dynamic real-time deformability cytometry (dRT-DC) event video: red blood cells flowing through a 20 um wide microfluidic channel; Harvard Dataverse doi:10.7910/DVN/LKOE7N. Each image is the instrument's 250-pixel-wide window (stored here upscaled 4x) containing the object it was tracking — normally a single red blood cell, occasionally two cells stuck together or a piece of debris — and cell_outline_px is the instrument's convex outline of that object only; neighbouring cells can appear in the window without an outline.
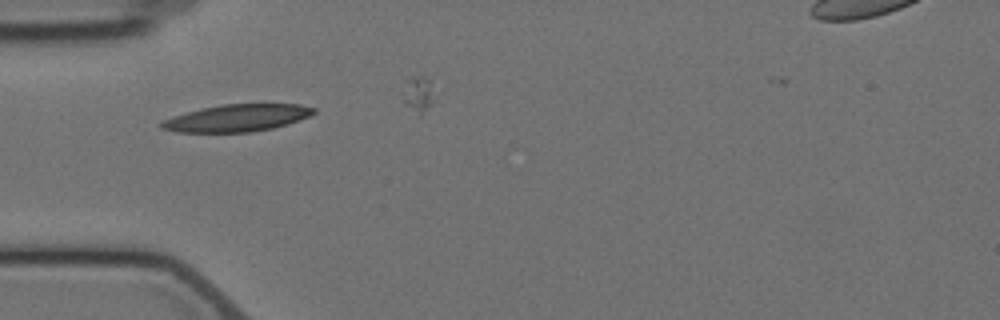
{"species": "Egyptian fruit bat (a non-hibernating species)", "species_latin": "Rousettus aegyptiacus", "temperature_condition": "cold", "stored_images_in_passage": 5, "camera_frame_rate_fps": 3000, "um_per_image_px": 0.085, "animal": {"sex": "female"}, "frame": {"image": 1, "passage_image": 3, "time_ms": 2.333, "image_size_px": [1000, 320], "cell_outline_px": [[316, 112], [308, 116], [272, 128], [252, 132], [176, 132], [160, 128], [156, 124], [160, 120], [172, 116], [200, 108], [220, 104], [300, 104], [316, 108]], "centroid_in_image_um": [20.04, 10.02], "position_along_channel_um": 65.0, "area_um2": 24.16}}
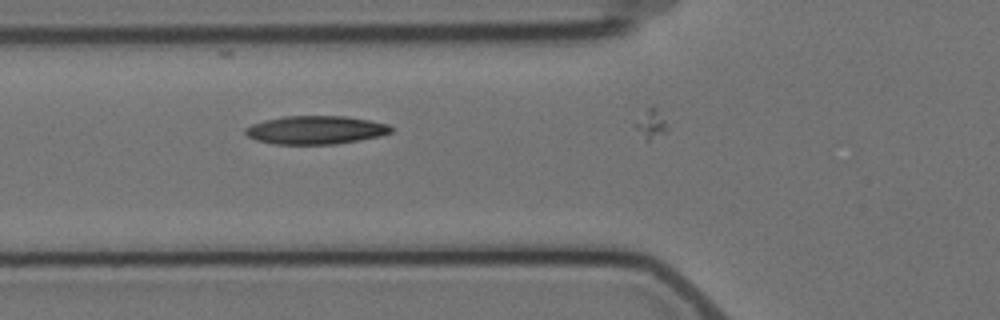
{"frame": {"image": 2, "passage_image": 4, "time_ms": 3.333, "image_size_px": [1000, 320], "cell_outline_px": [[392, 132], [380, 136], [336, 144], [276, 144], [256, 140], [248, 136], [244, 132], [244, 128], [252, 124], [264, 120], [284, 116], [344, 116], [368, 120], [388, 124], [392, 128]], "centroid_in_image_um": [26.81, 11.05], "position_along_channel_um": 99.0, "area_um2": 23.99}}